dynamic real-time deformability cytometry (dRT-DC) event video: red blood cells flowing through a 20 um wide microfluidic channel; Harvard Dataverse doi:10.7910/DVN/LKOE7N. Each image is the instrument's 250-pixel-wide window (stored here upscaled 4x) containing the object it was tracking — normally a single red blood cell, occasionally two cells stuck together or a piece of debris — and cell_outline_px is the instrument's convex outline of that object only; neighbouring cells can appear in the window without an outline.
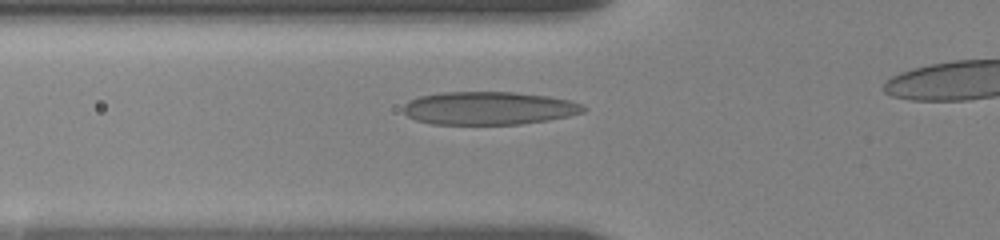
{"species": "human", "species_latin": "Homo sapiens", "temperature_condition": "room temperature", "stored_images_in_passage": 45, "camera_frame_rate_fps": 3000, "um_per_image_px": 0.085, "donor": {"sex": "female"}, "frame": {"image": 1, "passage_image": 3, "time_ms": 0.333, "image_size_px": [1000, 240], "cell_outline_px": [[588, 108], [584, 112], [568, 116], [548, 120], [520, 124], [432, 124], [416, 120], [408, 116], [404, 112], [404, 104], [408, 100], [420, 96], [440, 92], [516, 92], [548, 96], [568, 100], [584, 104]], "centroid_in_image_um": [41.57, 9.19], "position_along_channel_um": 84.2, "area_um2": 34.85}}
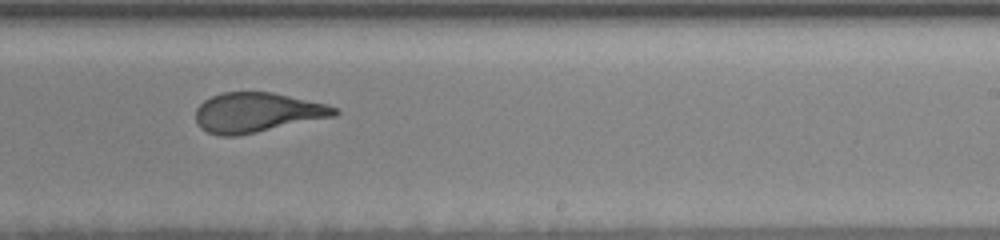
{"frame": {"image": 2, "passage_image": 28, "time_ms": 5.333, "image_size_px": [1000, 240], "cell_outline_px": [[340, 112], [336, 116], [236, 136], [220, 136], [208, 132], [200, 128], [196, 120], [196, 108], [204, 100], [212, 96], [224, 92], [272, 92], [328, 104], [340, 108]], "centroid_in_image_um": [21.88, 9.56], "position_along_channel_um": 267.1, "area_um2": 32.19}}
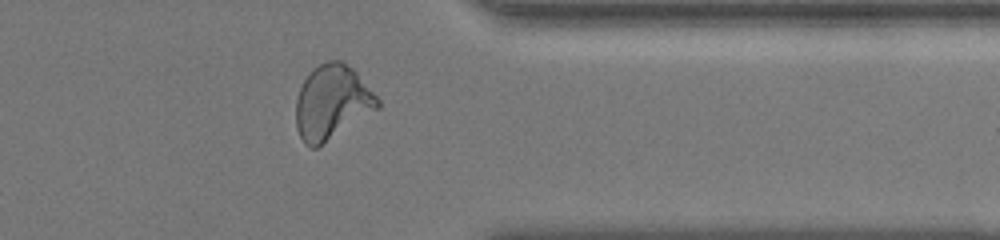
{"frame": {"image": 3, "passage_image": 40, "time_ms": 8.667, "image_size_px": [1000, 240], "cell_outline_px": [[380, 108], [316, 148], [312, 148], [304, 144], [296, 128], [296, 100], [300, 88], [304, 80], [312, 68], [328, 60], [340, 60], [352, 68], [356, 72], [380, 100]], "centroid_in_image_um": [28.21, 8.7], "position_along_channel_um": 383.2, "area_um2": 35.26}}